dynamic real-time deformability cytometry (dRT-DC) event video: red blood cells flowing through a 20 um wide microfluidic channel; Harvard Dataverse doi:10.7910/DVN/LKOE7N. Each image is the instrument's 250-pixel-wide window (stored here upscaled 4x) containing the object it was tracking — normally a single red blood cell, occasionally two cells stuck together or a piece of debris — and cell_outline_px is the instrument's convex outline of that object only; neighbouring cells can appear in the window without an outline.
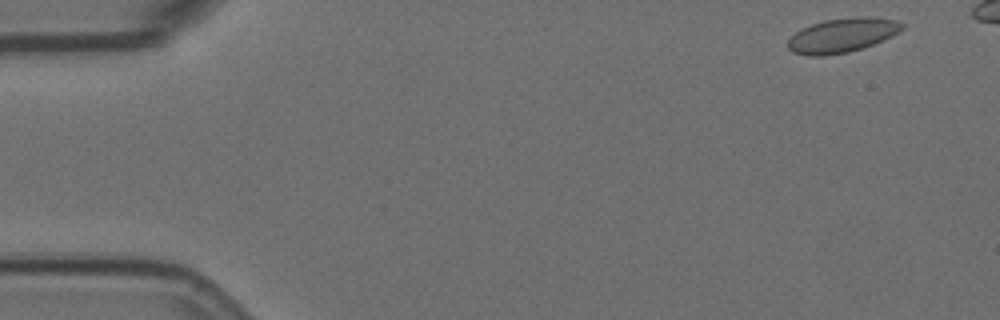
{"species": "Egyptian fruit bat (a non-hibernating species)", "species_latin": "Rousettus aegyptiacus", "temperature_condition": "room temperature", "stored_images_in_passage": 50, "camera_frame_rate_fps": 3000, "um_per_image_px": 0.085, "animal": {"sex": "female"}, "frame": {"image": 1, "passage_image": 2, "time_ms": 0.333, "image_size_px": [1000, 320], "cell_outline_px": [[904, 28], [884, 40], [864, 48], [848, 52], [824, 56], [808, 56], [792, 52], [788, 48], [788, 40], [800, 28], [824, 20], [852, 16], [860, 16], [896, 20], [904, 24]], "centroid_in_image_um": [71.57, 3.0], "position_along_channel_um": 13.4, "area_um2": 22.95}}
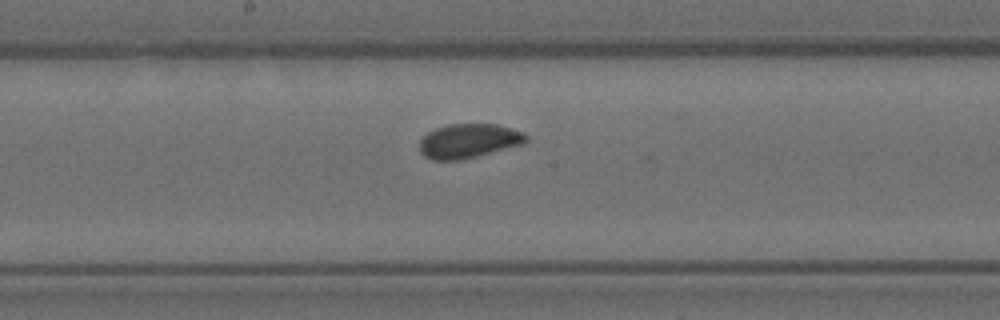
{"frame": {"image": 2, "passage_image": 28, "time_ms": 9.0, "image_size_px": [1000, 320], "cell_outline_px": [[528, 140], [524, 144], [464, 160], [432, 160], [424, 156], [420, 152], [420, 140], [428, 132], [436, 128], [448, 124], [496, 124], [524, 132], [528, 136]], "centroid_in_image_um": [39.86, 11.99], "position_along_channel_um": 208.3, "area_um2": 21.5}}
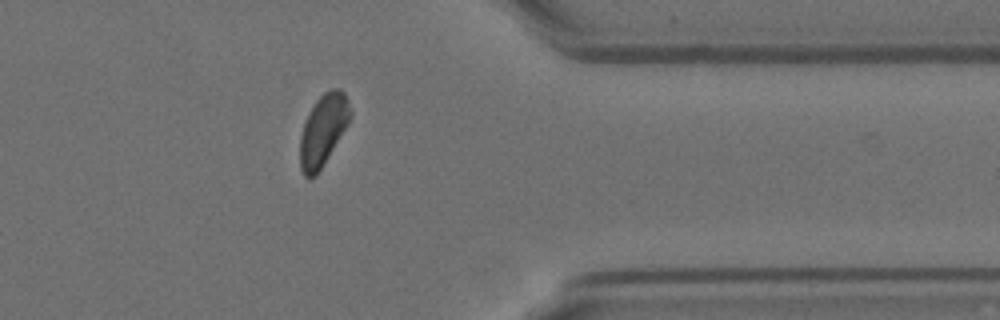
{"frame": {"image": 3, "passage_image": 44, "time_ms": 14.333, "image_size_px": [1000, 320], "cell_outline_px": [[352, 116], [348, 124], [316, 176], [304, 176], [300, 168], [300, 136], [304, 124], [316, 100], [324, 92], [332, 88], [340, 88], [344, 92], [348, 100], [352, 112]], "centroid_in_image_um": [27.48, 11.03], "position_along_channel_um": 383.9, "area_um2": 20.63}}